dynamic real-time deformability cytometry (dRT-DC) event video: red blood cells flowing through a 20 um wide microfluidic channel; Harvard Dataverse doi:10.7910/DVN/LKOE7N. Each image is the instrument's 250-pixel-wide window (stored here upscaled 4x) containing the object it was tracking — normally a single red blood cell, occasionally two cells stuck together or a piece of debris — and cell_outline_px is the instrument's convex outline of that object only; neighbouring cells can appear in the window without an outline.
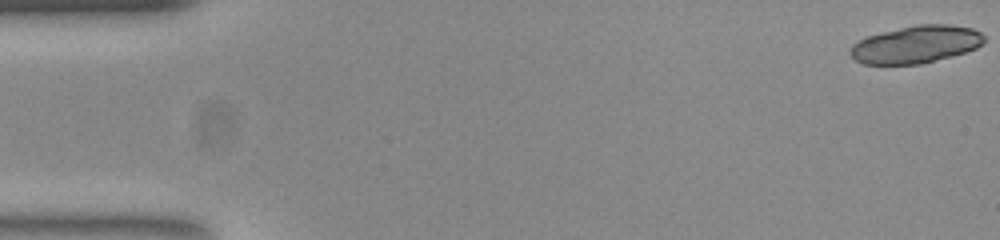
{"species": "common noctule bat (a hibernating species)", "species_latin": "Nyctalus noctula", "temperature_condition": "room temperature", "stored_images_in_passage": 13, "camera_frame_rate_fps": 3000, "um_per_image_px": 0.085, "animal": {"sex": "female", "body_mass_g": 23.0, "forearm_length_mm": 53.4}, "frame": {"image": 1, "passage_image": 1, "time_ms": 0.0, "image_size_px": [1000, 240], "cell_outline_px": [[984, 40], [976, 48], [964, 52], [920, 64], [864, 64], [856, 60], [848, 52], [852, 44], [868, 36], [916, 24], [948, 24], [972, 28], [980, 32], [984, 36]], "centroid_in_image_um": [77.84, 3.77], "position_along_channel_um": 7.2, "area_um2": 28.84}}